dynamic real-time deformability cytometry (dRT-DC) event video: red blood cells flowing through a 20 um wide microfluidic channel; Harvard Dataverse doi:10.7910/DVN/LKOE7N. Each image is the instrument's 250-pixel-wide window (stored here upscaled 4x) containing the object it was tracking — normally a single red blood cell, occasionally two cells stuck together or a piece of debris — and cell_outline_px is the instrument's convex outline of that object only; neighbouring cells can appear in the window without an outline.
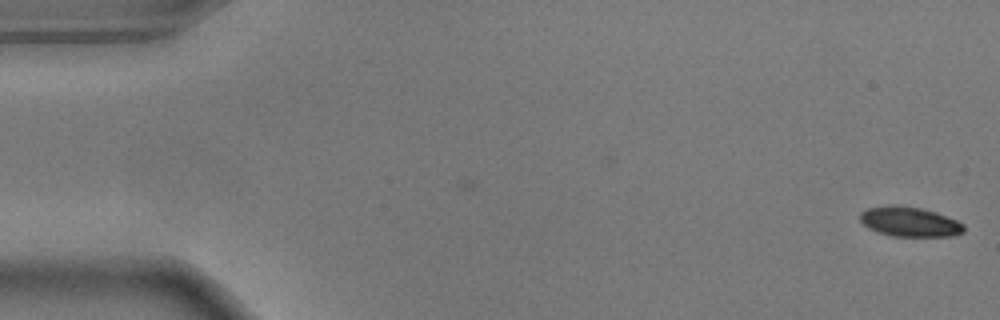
{"species": "common noctule bat (a hibernating species)", "species_latin": "Nyctalus noctula", "temperature_condition": "warm", "stored_images_in_passage": 55, "camera_frame_rate_fps": 3000, "um_per_image_px": 0.085, "animal": {"sex": "male", "body_mass_g": 17.9}, "frame": {"image": 1, "passage_image": 1, "time_ms": 0.0, "image_size_px": [1000, 320], "cell_outline_px": [[964, 232], [952, 236], [892, 236], [868, 228], [860, 220], [860, 212], [868, 208], [896, 204], [920, 208], [936, 212], [956, 220], [964, 224]], "centroid_in_image_um": [77.32, 18.84], "position_along_channel_um": 7.7, "area_um2": 17.92}}
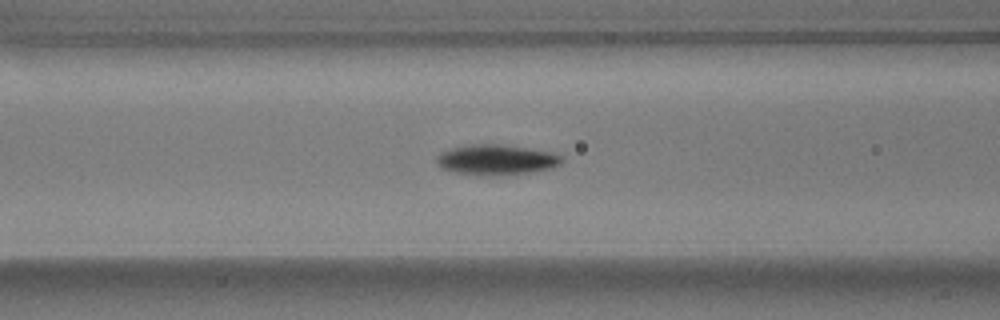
{"frame": {"image": 2, "passage_image": 22, "time_ms": 7.0, "image_size_px": [1000, 320], "cell_outline_px": [[560, 164], [548, 168], [528, 172], [492, 176], [456, 172], [444, 168], [436, 160], [436, 156], [440, 152], [452, 148], [472, 144], [500, 144], [552, 152], [560, 156]], "centroid_in_image_um": [42.15, 13.56], "position_along_channel_um": 124.4, "area_um2": 21.5}}
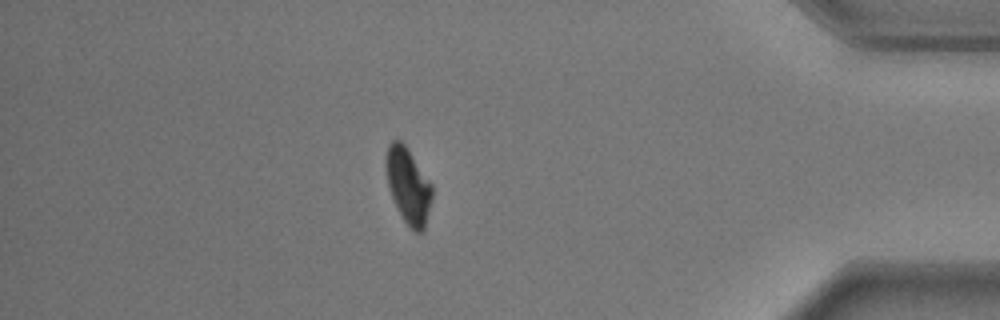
{"frame": {"image": 3, "passage_image": 48, "time_ms": 15.667, "image_size_px": [1000, 320], "cell_outline_px": [[432, 196], [424, 228], [420, 232], [416, 232], [404, 220], [392, 196], [388, 184], [384, 160], [388, 144], [392, 140], [400, 140], [408, 148], [432, 184]], "centroid_in_image_um": [34.68, 15.71], "position_along_channel_um": 400.5, "area_um2": 20.0}, "authors_computed_cell_mechanics": {"area_um2": 20.7502, "velocity_mm_per_s": 3.6436, "shape_relaxation_time_tau1_ms": 2.588, "shape_relaxation_time_tau2_ms": 6.3167, "deformation_change_tau1": 0.1515, "deformation_change_tau2": 0.0745}}